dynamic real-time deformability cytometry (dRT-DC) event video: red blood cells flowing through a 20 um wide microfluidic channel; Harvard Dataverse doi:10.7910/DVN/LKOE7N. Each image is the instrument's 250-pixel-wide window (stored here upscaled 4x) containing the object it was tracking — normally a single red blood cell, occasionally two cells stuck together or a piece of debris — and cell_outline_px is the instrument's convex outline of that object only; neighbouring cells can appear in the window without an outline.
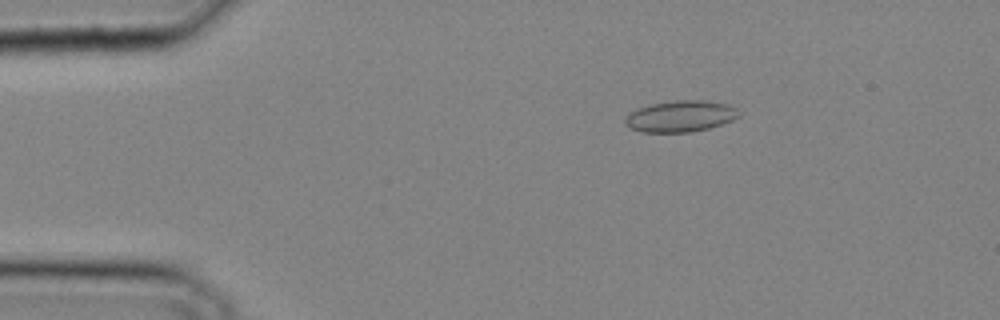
{"species": "common noctule bat (a hibernating species)", "species_latin": "Nyctalus noctula", "temperature_condition": "cold", "stored_images_in_passage": 28, "camera_frame_rate_fps": 3000, "um_per_image_px": 0.085, "animal": {"sex": "male", "body_mass_g": 20.4}, "frame": {"image": 1, "passage_image": 1, "time_ms": 0.0, "image_size_px": [1000, 320], "cell_outline_px": [[740, 116], [732, 120], [708, 128], [692, 132], [640, 132], [624, 124], [624, 120], [628, 112], [652, 104], [676, 100], [704, 100], [728, 104], [736, 108], [740, 112]], "centroid_in_image_um": [57.84, 9.88], "position_along_channel_um": 27.2, "area_um2": 20.75}}
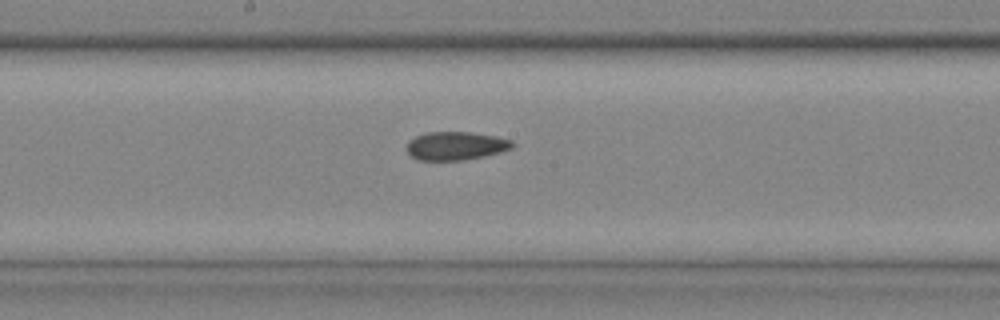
{"frame": {"image": 2, "passage_image": 14, "time_ms": 4.333, "image_size_px": [1000, 320], "cell_outline_px": [[516, 144], [512, 148], [500, 152], [484, 156], [464, 160], [416, 160], [404, 148], [408, 140], [424, 132], [468, 132], [496, 136], [512, 140]], "centroid_in_image_um": [38.72, 12.39], "position_along_channel_um": 209.5, "area_um2": 17.69}}
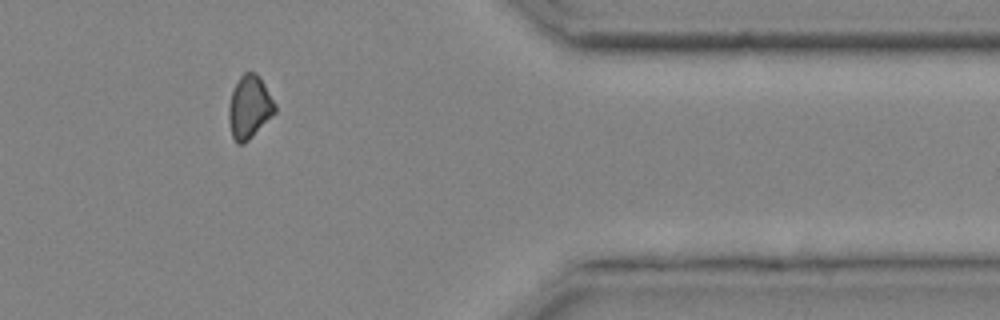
{"frame": {"image": 3, "passage_image": 25, "time_ms": 8.0, "image_size_px": [1000, 320], "cell_outline_px": [[276, 112], [244, 144], [236, 144], [232, 136], [228, 120], [228, 104], [232, 92], [240, 76], [244, 72], [256, 72], [260, 76], [276, 104]], "centroid_in_image_um": [21.19, 9.1], "position_along_channel_um": 390.2, "area_um2": 17.05}}